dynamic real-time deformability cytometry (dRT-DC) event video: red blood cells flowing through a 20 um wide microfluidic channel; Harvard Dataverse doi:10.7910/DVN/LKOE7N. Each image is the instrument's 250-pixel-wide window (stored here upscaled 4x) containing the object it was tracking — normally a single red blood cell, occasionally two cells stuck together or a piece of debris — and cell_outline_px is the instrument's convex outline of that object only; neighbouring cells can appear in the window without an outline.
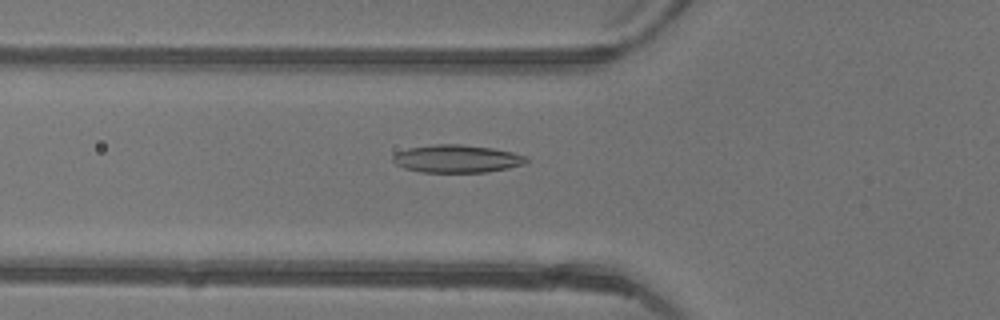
{"species": "common noctule bat (a hibernating species)", "species_latin": "Nyctalus noctula", "temperature_condition": "warm", "stored_images_in_passage": 40, "camera_frame_rate_fps": 3000, "um_per_image_px": 0.085, "animal": {"sex": "female"}, "frame": {"image": 1, "passage_image": 10, "time_ms": 3.0, "image_size_px": [1000, 320], "cell_outline_px": [[528, 160], [524, 164], [508, 168], [488, 172], [420, 172], [404, 168], [396, 164], [392, 160], [392, 156], [396, 152], [408, 148], [432, 144], [460, 144], [492, 148], [512, 152], [528, 156]], "centroid_in_image_um": [38.82, 13.49], "position_along_channel_um": 87.0, "area_um2": 21.73}}
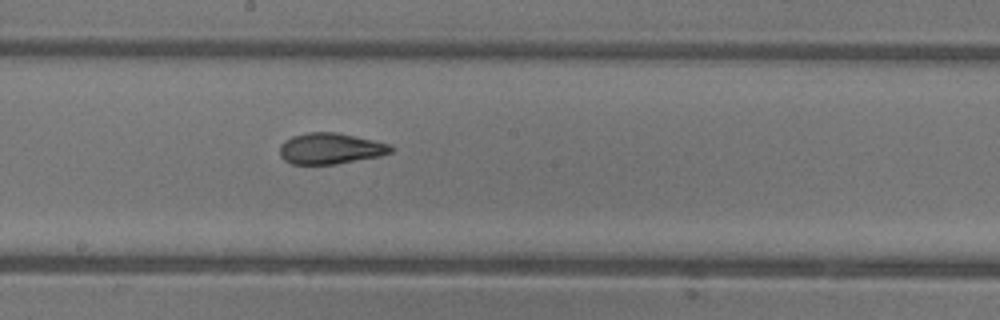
{"frame": {"image": 2, "passage_image": 19, "time_ms": 6.0, "image_size_px": [1000, 320], "cell_outline_px": [[396, 148], [392, 152], [380, 156], [336, 164], [292, 164], [284, 160], [280, 156], [280, 144], [284, 140], [292, 136], [308, 132], [336, 132], [392, 144]], "centroid_in_image_um": [28.11, 12.62], "position_along_channel_um": 220.1, "area_um2": 20.29}}
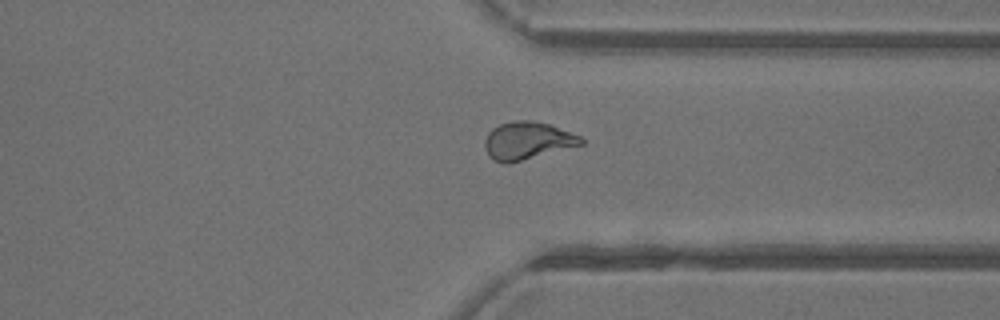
{"frame": {"image": 3, "passage_image": 29, "time_ms": 9.333, "image_size_px": [1000, 320], "cell_outline_px": [[584, 144], [508, 164], [504, 164], [488, 156], [484, 148], [484, 140], [488, 132], [492, 128], [500, 124], [516, 120], [532, 120], [548, 124], [580, 136], [584, 140]], "centroid_in_image_um": [44.79, 11.96], "position_along_channel_um": 366.6, "area_um2": 21.1}, "authors_computed_cell_mechanics": {"area_um2": 21.097, "velocity_mm_per_s": 4.405, "shape_relaxation_time_tau1_ms": 9.5838, "shape_relaxation_time_tau2_ms": 1.4666, "deformation_change_tau1": 0.2603, "deformation_change_tau2": 0.0769}}